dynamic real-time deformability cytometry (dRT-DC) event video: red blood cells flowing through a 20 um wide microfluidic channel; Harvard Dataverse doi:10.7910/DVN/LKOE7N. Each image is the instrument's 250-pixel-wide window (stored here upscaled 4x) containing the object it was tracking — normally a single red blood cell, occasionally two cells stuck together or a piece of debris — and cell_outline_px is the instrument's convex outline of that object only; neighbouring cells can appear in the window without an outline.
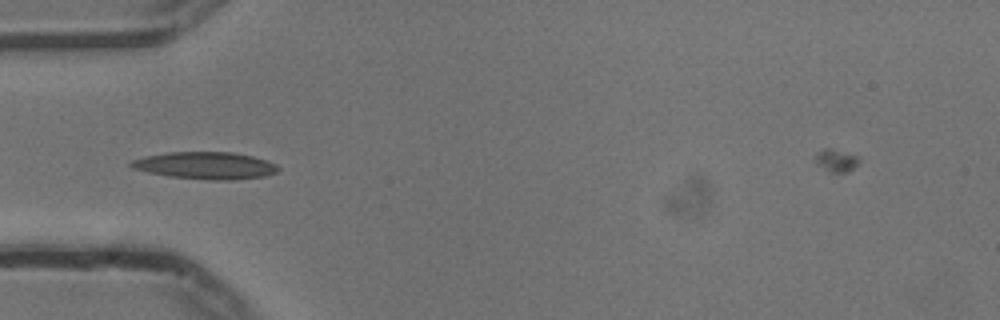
{"species": "common noctule bat (a hibernating species)", "species_latin": "Nyctalus noctula", "temperature_condition": "cold", "stored_images_in_passage": 25, "camera_frame_rate_fps": 3000, "um_per_image_px": 0.085, "animal": {"sex": "male", "body_mass_g": 13.3}, "frame": {"image": 1, "passage_image": 5, "time_ms": 1.333, "image_size_px": [1000, 320], "cell_outline_px": [[280, 168], [276, 172], [264, 176], [232, 180], [212, 180], [168, 176], [148, 172], [132, 168], [128, 164], [132, 160], [148, 156], [168, 152], [232, 152], [252, 156], [276, 164]], "centroid_in_image_um": [17.46, 14.07], "position_along_channel_um": 67.5, "area_um2": 23.06}}
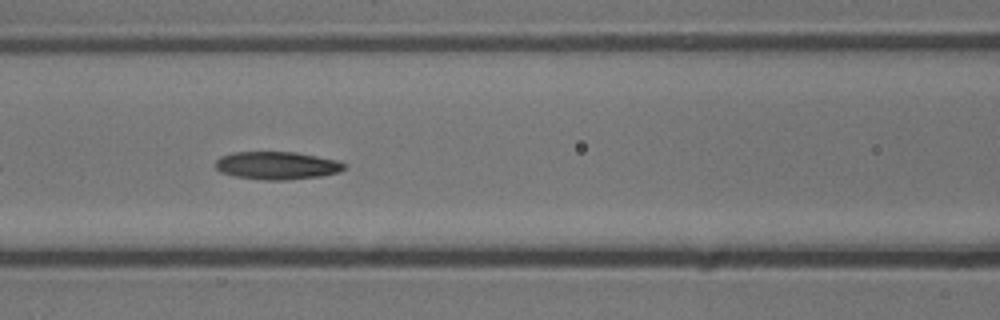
{"frame": {"image": 2, "passage_image": 11, "time_ms": 3.333, "image_size_px": [1000, 320], "cell_outline_px": [[348, 168], [340, 172], [320, 176], [284, 180], [264, 180], [236, 176], [220, 172], [216, 168], [216, 160], [220, 156], [232, 152], [296, 152], [336, 160], [348, 164]], "centroid_in_image_um": [23.57, 14.06], "position_along_channel_um": 143.0, "area_um2": 20.98}}
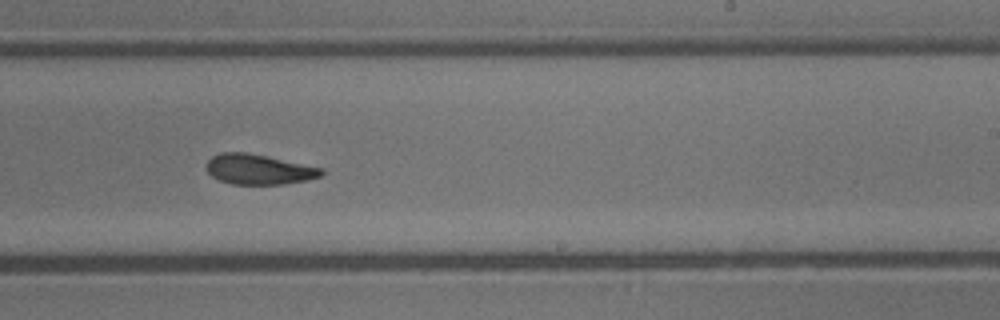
{"frame": {"image": 3, "passage_image": 21, "time_ms": 6.667, "image_size_px": [1000, 320], "cell_outline_px": [[324, 172], [320, 176], [308, 180], [284, 184], [232, 184], [220, 180], [212, 176], [208, 172], [208, 160], [212, 156], [220, 152], [248, 152], [324, 168]], "centroid_in_image_um": [22.02, 14.39], "position_along_channel_um": 267.0, "area_um2": 20.17}}